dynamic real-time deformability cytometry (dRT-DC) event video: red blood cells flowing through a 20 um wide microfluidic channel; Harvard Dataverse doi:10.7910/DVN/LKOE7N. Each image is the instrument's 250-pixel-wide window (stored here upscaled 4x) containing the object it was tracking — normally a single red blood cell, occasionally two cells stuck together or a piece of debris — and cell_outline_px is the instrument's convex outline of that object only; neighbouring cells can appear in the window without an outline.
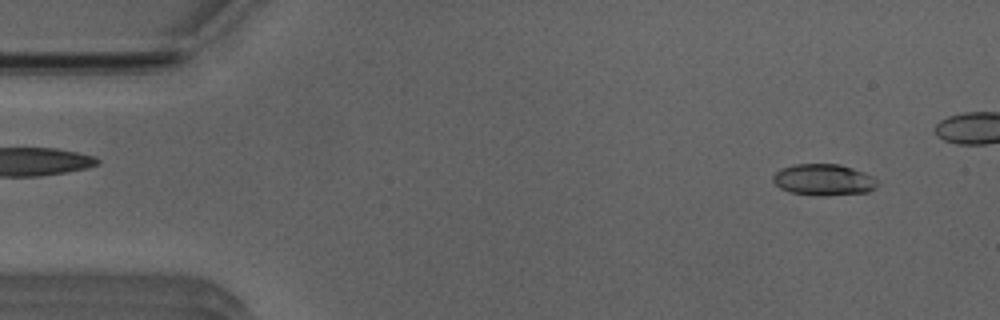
{"species": "Egyptian fruit bat (a non-hibernating species)", "species_latin": "Rousettus aegyptiacus", "temperature_condition": "room temperature", "stored_images_in_passage": 43, "camera_frame_rate_fps": 3000, "um_per_image_px": 0.085, "animal": {"sex": "male"}, "frame": {"image": 1, "passage_image": 5, "time_ms": 1.333, "image_size_px": [1000, 320], "cell_outline_px": [[880, 184], [876, 188], [868, 192], [824, 196], [792, 192], [780, 188], [772, 180], [772, 176], [776, 172], [784, 168], [796, 164], [840, 164], [864, 172], [872, 176]], "centroid_in_image_um": [70.05, 15.28], "position_along_channel_um": 14.9, "area_um2": 19.02}}
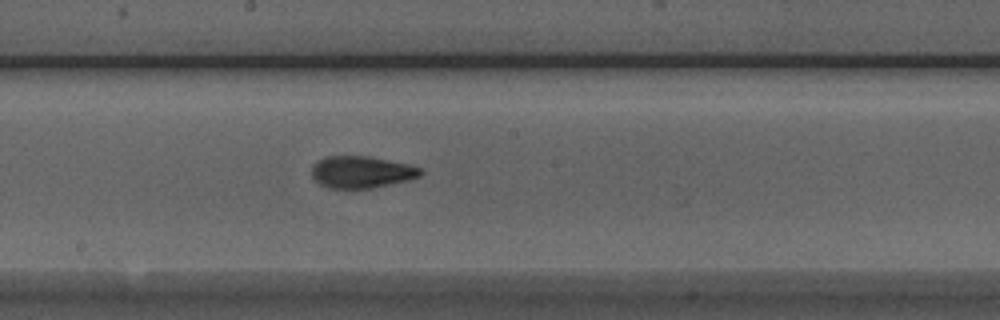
{"frame": {"image": 2, "passage_image": 28, "time_ms": 9.0, "image_size_px": [1000, 320], "cell_outline_px": [[424, 172], [420, 176], [408, 180], [372, 188], [328, 188], [320, 184], [312, 176], [312, 164], [316, 160], [324, 156], [368, 156], [408, 164], [420, 168]], "centroid_in_image_um": [30.7, 14.61], "position_along_channel_um": 217.5, "area_um2": 20.29}}
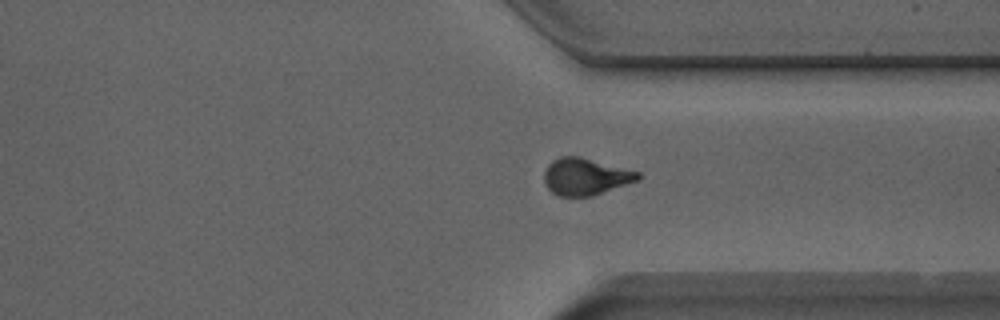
{"frame": {"image": 3, "passage_image": 39, "time_ms": 12.667, "image_size_px": [1000, 320], "cell_outline_px": [[640, 180], [592, 196], [556, 196], [544, 184], [544, 172], [548, 164], [552, 160], [560, 156], [580, 156], [640, 172]], "centroid_in_image_um": [49.75, 15.01], "position_along_channel_um": 361.6, "area_um2": 20.35}}